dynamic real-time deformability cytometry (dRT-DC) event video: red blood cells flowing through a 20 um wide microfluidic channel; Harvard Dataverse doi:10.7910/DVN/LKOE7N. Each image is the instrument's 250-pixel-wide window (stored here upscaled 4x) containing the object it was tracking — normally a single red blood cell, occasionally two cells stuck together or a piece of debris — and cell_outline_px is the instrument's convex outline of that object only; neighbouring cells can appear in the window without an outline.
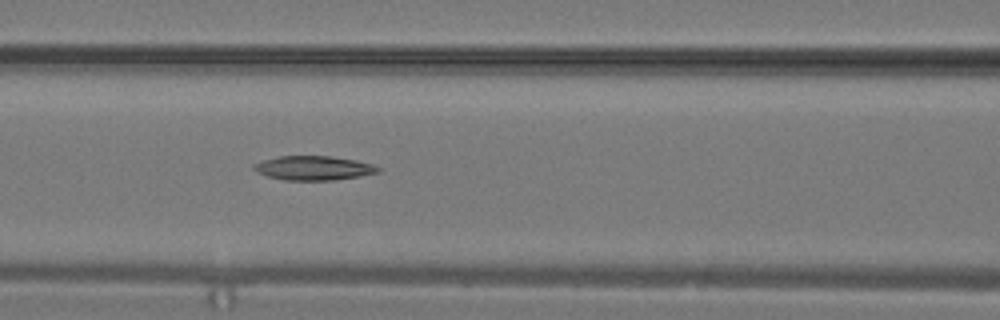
{"species": "common noctule bat (a hibernating species)", "species_latin": "Nyctalus noctula", "temperature_condition": "warm", "stored_images_in_passage": 12, "camera_frame_rate_fps": 3000, "um_per_image_px": 0.085, "animal": {"sex": "male", "body_mass_g": 19.2, "forearm_length_mm": 51.8}, "frame": {"image": 1, "passage_image": 12, "time_ms": 3.667, "image_size_px": [1000, 320], "cell_outline_px": [[380, 172], [360, 176], [332, 180], [284, 180], [268, 176], [256, 172], [252, 168], [252, 164], [264, 160], [280, 156], [332, 156], [356, 160], [372, 164], [380, 168]], "centroid_in_image_um": [26.65, 14.28], "position_along_channel_um": 140.0, "area_um2": 17.51}}